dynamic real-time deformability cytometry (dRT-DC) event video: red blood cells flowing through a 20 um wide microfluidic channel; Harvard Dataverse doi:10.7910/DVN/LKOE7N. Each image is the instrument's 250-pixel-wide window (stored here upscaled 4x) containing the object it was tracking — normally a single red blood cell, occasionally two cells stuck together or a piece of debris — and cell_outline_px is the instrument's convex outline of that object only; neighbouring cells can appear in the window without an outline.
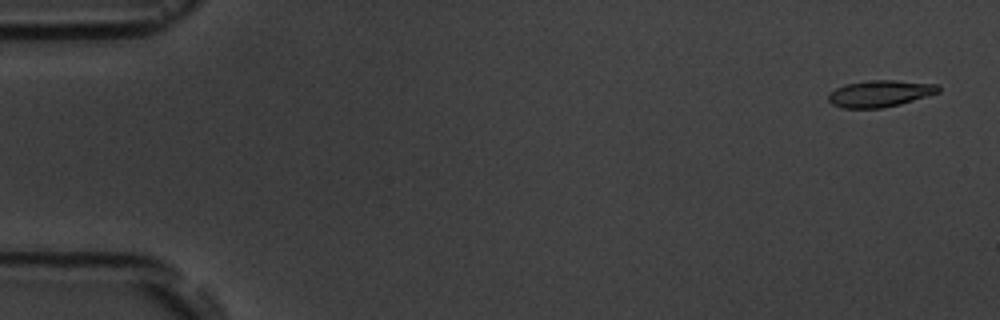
{"species": "common noctule bat (a hibernating species)", "species_latin": "Nyctalus noctula", "temperature_condition": "room temperature", "stored_images_in_passage": 4, "camera_frame_rate_fps": 3000, "um_per_image_px": 0.085, "animal": {"sex": "male", "body_mass_g": 19.5, "forearm_length_mm": 54.6}, "frame": {"image": 1, "passage_image": 1, "time_ms": 0.0, "image_size_px": [1000, 320], "cell_outline_px": [[940, 92], [900, 104], [880, 108], [844, 108], [832, 104], [828, 100], [828, 92], [844, 84], [872, 80], [896, 80], [936, 84], [940, 88]], "centroid_in_image_um": [74.77, 7.95], "position_along_channel_um": 10.2, "area_um2": 17.05}}